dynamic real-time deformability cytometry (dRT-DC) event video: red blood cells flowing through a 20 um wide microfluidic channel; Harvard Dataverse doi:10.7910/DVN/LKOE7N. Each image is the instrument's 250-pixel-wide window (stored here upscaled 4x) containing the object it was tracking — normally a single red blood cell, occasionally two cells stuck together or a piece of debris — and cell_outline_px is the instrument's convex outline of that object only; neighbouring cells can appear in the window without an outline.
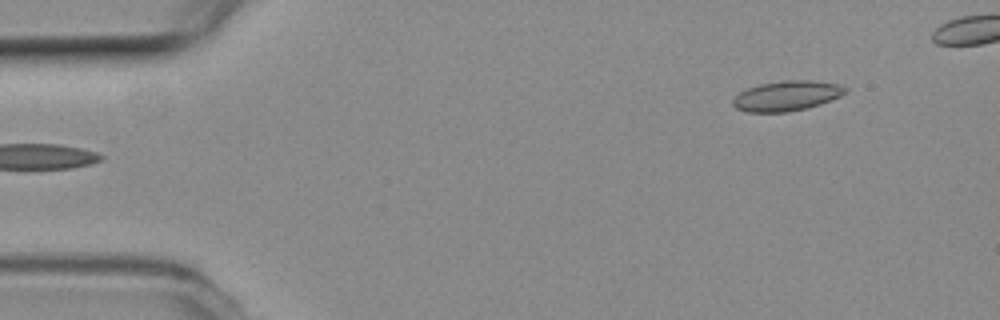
{"species": "common noctule bat (a hibernating species)", "species_latin": "Nyctalus noctula", "temperature_condition": "room temperature", "stored_images_in_passage": 44, "camera_frame_rate_fps": 3000, "um_per_image_px": 0.085, "animal": {"sex": "female", "body_mass_g": 19.3, "forearm_length_mm": 54.1}, "frame": {"image": 1, "passage_image": 1, "time_ms": 0.0, "image_size_px": [1000, 320], "cell_outline_px": [[848, 92], [840, 96], [820, 104], [808, 108], [788, 112], [748, 112], [736, 108], [732, 104], [732, 100], [740, 92], [748, 88], [760, 84], [784, 80], [812, 80], [836, 84], [848, 88]], "centroid_in_image_um": [66.88, 8.15], "position_along_channel_um": 18.1, "area_um2": 19.65}}
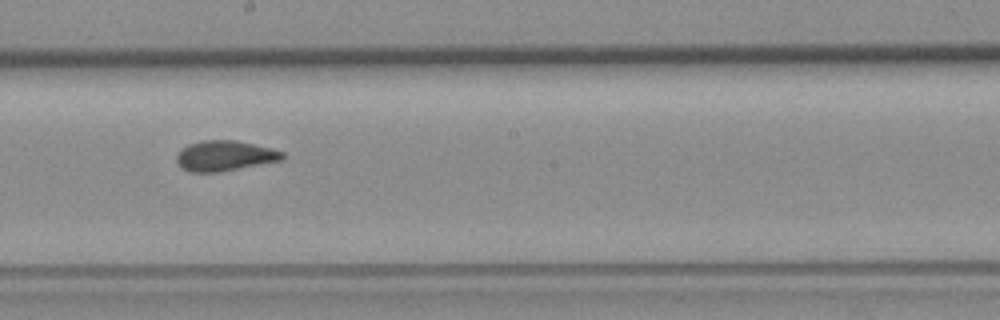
{"frame": {"image": 2, "passage_image": 25, "time_ms": 8.0, "image_size_px": [1000, 320], "cell_outline_px": [[284, 160], [216, 172], [192, 172], [184, 168], [176, 160], [176, 156], [180, 148], [188, 144], [204, 140], [236, 140], [284, 152]], "centroid_in_image_um": [19.09, 13.23], "position_along_channel_um": 229.1, "area_um2": 18.44}}
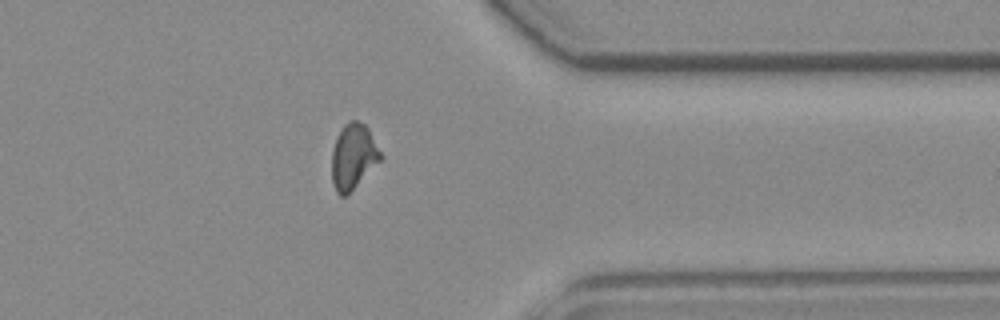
{"frame": {"image": 3, "passage_image": 38, "time_ms": 12.333, "image_size_px": [1000, 320], "cell_outline_px": [[384, 156], [344, 196], [340, 196], [336, 192], [332, 180], [332, 148], [336, 136], [344, 124], [348, 120], [356, 120], [364, 124], [368, 128]], "centroid_in_image_um": [30.01, 13.24], "position_along_channel_um": 381.4, "area_um2": 18.32}, "authors_computed_cell_mechanics": {"area_um2": 18.7272, "velocity_mm_per_s": 3.7966, "shape_relaxation_time_tau1_ms": null, "shape_relaxation_time_tau2_ms": 1.2658, "deformation_change_tau1": null, "deformation_change_tau2": 0.0702}}